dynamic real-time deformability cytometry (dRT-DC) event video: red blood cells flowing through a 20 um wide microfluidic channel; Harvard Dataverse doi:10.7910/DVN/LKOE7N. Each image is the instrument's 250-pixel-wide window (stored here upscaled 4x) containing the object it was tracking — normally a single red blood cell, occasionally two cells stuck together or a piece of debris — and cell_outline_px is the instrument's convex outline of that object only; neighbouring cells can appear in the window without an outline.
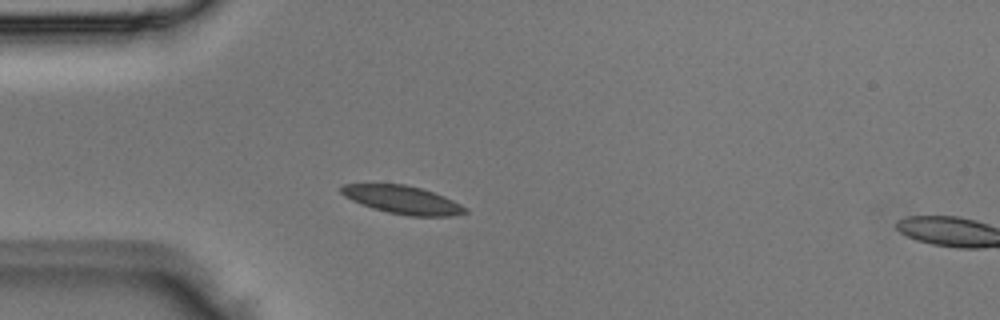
{"species": "Egyptian fruit bat (a non-hibernating species)", "species_latin": "Rousettus aegyptiacus", "temperature_condition": "room temperature", "stored_images_in_passage": 3, "camera_frame_rate_fps": 3000, "um_per_image_px": 0.085, "animal": {"sex": "male"}, "frame": {"image": 1, "passage_image": 2, "time_ms": 0.333, "image_size_px": [1000, 320], "cell_outline_px": [[468, 212], [452, 216], [408, 216], [388, 212], [372, 208], [352, 200], [344, 196], [340, 192], [340, 188], [344, 184], [404, 184], [420, 188], [444, 196], [468, 208]], "centroid_in_image_um": [34.22, 16.99], "position_along_channel_um": 50.8, "area_um2": 20.17}}